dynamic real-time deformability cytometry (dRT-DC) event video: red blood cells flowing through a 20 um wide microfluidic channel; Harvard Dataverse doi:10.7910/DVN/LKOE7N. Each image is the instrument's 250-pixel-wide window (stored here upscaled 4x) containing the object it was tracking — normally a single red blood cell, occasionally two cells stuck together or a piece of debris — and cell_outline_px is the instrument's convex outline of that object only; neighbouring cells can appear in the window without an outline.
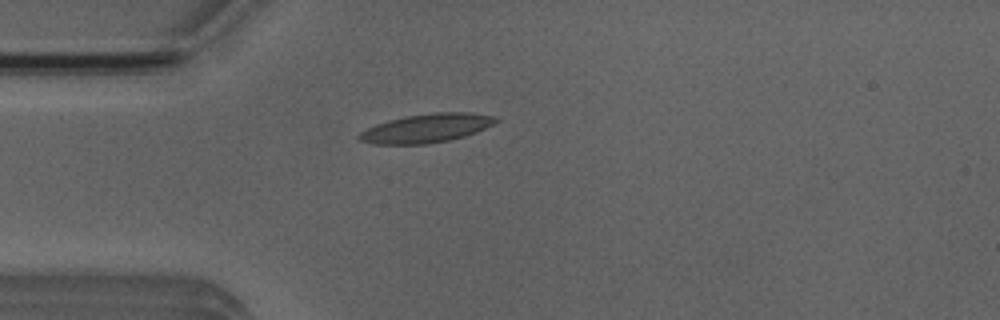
{"species": "Egyptian fruit bat (a non-hibernating species)", "species_latin": "Rousettus aegyptiacus", "temperature_condition": "room temperature", "stored_images_in_passage": 3, "camera_frame_rate_fps": 3000, "um_per_image_px": 0.085, "animal": {"sex": "male"}, "frame": {"image": 1, "passage_image": 1, "time_ms": 0.0, "image_size_px": [1000, 320], "cell_outline_px": [[500, 120], [476, 132], [464, 136], [448, 140], [428, 144], [376, 144], [360, 140], [356, 136], [360, 132], [376, 124], [388, 120], [404, 116], [432, 112], [472, 112], [496, 116]], "centroid_in_image_um": [36.26, 10.88], "position_along_channel_um": 48.7, "area_um2": 22.95}}